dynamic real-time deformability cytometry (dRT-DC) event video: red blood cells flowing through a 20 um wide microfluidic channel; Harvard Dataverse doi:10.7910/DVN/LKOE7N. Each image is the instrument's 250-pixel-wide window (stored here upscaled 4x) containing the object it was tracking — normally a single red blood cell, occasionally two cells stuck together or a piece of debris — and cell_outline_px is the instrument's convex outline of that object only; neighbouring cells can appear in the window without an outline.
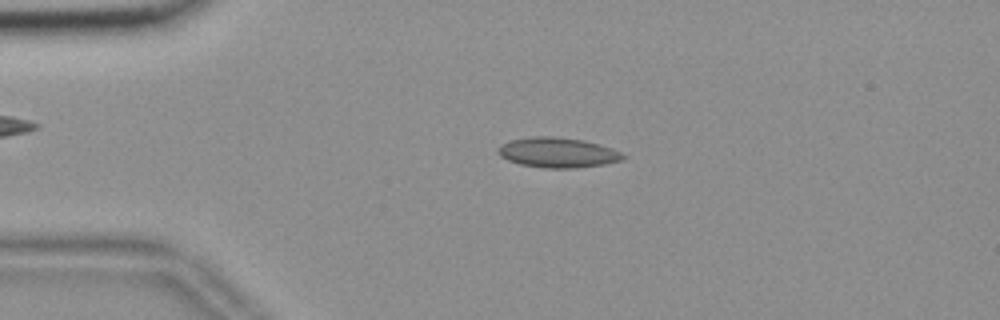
{"species": "common noctule bat (a hibernating species)", "species_latin": "Nyctalus noctula", "temperature_condition": "room temperature", "stored_images_in_passage": 52, "camera_frame_rate_fps": 3000, "um_per_image_px": 0.085, "animal": {"sex": "female", "body_mass_g": 18.4}, "frame": {"image": 1, "passage_image": 9, "time_ms": 2.667, "image_size_px": [1000, 320], "cell_outline_px": [[628, 156], [620, 160], [604, 164], [572, 168], [544, 168], [520, 164], [508, 160], [500, 156], [500, 144], [512, 140], [536, 136], [552, 136], [584, 140], [600, 144], [612, 148]], "centroid_in_image_um": [47.43, 12.96], "position_along_channel_um": 37.6, "area_um2": 21.68}}
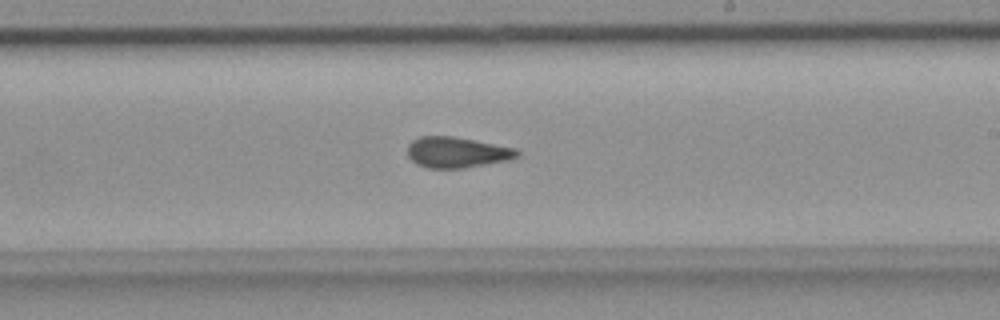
{"frame": {"image": 2, "passage_image": 29, "time_ms": 9.333, "image_size_px": [1000, 320], "cell_outline_px": [[520, 156], [508, 160], [464, 168], [428, 168], [416, 164], [408, 156], [408, 144], [412, 140], [420, 136], [452, 136], [516, 148], [520, 152]], "centroid_in_image_um": [38.83, 12.95], "position_along_channel_um": 250.2, "area_um2": 19.65}}
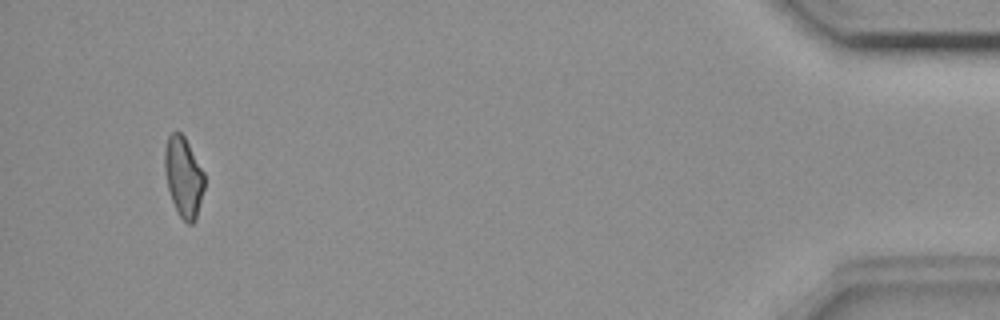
{"frame": {"image": 3, "passage_image": 49, "time_ms": 16.0, "image_size_px": [1000, 320], "cell_outline_px": [[204, 188], [196, 220], [192, 224], [188, 224], [180, 216], [172, 200], [168, 188], [164, 168], [164, 148], [168, 136], [172, 132], [180, 132], [184, 136], [204, 172]], "centroid_in_image_um": [15.59, 15.03], "position_along_channel_um": 419.6, "area_um2": 18.44}, "authors_computed_cell_mechanics": {"area_um2": 19.9988, "velocity_mm_per_s": 3.672, "shape_relaxation_time_tau1_ms": null, "shape_relaxation_time_tau2_ms": 1.9369, "deformation_change_tau1": null, "deformation_change_tau2": 0.0673}}